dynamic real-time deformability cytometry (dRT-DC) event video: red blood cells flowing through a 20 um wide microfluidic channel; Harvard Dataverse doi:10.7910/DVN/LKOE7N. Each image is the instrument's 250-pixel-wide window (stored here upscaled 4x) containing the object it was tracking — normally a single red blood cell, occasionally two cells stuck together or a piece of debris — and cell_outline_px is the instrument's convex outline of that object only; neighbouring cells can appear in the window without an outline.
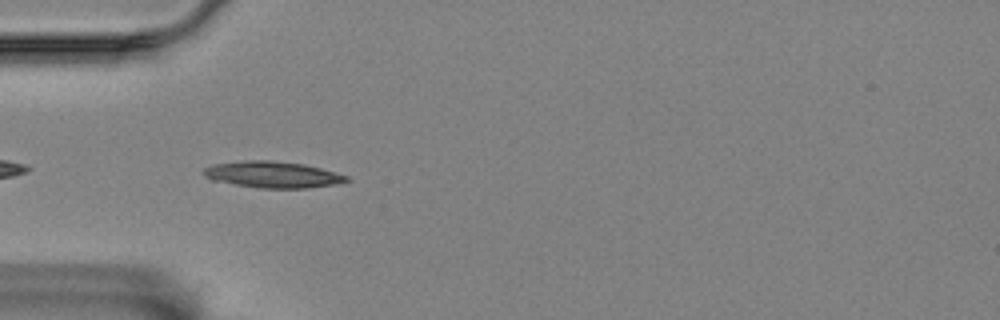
{"species": "Egyptian fruit bat (a non-hibernating species)", "species_latin": "Rousettus aegyptiacus", "temperature_condition": "room temperature", "stored_images_in_passage": 43, "camera_frame_rate_fps": 3000, "um_per_image_px": 0.085, "animal": {"sex": "female"}, "frame": {"image": 1, "passage_image": 3, "time_ms": 0.667, "image_size_px": [1000, 320], "cell_outline_px": [[352, 180], [332, 184], [308, 188], [260, 188], [212, 180], [204, 176], [200, 172], [204, 168], [212, 164], [244, 160], [268, 160], [304, 164], [320, 168], [348, 176]], "centroid_in_image_um": [23.13, 14.83], "position_along_channel_um": 61.9, "area_um2": 21.91}}
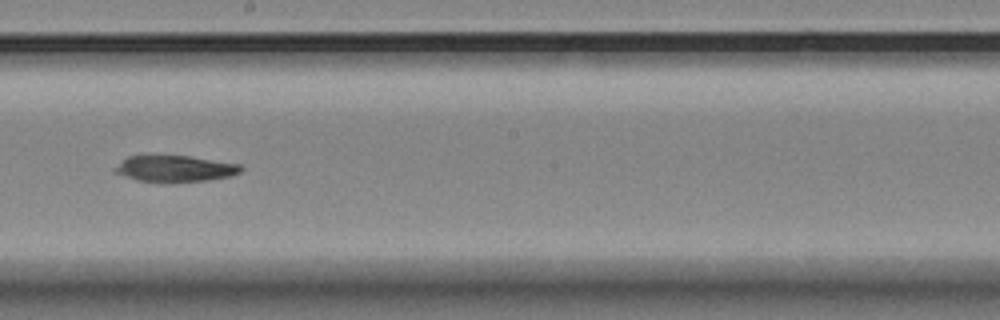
{"frame": {"image": 2, "passage_image": 18, "time_ms": 5.667, "image_size_px": [1000, 320], "cell_outline_px": [[244, 168], [240, 172], [228, 176], [208, 180], [168, 184], [136, 180], [112, 172], [112, 168], [128, 156], [188, 156], [240, 164]], "centroid_in_image_um": [14.82, 14.36], "position_along_channel_um": 233.4, "area_um2": 19.65}}
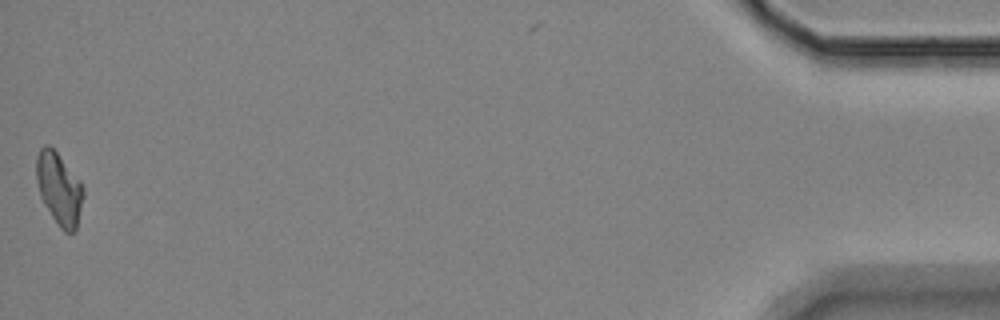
{"frame": {"image": 3, "passage_image": 43, "time_ms": 14.0, "image_size_px": [1000, 320], "cell_outline_px": [[84, 196], [76, 228], [72, 232], [64, 232], [60, 228], [52, 216], [40, 196], [36, 180], [36, 156], [40, 148], [44, 144], [48, 144], [56, 152], [80, 180], [84, 188]], "centroid_in_image_um": [5.02, 16.02], "position_along_channel_um": 430.2, "area_um2": 19.65}}